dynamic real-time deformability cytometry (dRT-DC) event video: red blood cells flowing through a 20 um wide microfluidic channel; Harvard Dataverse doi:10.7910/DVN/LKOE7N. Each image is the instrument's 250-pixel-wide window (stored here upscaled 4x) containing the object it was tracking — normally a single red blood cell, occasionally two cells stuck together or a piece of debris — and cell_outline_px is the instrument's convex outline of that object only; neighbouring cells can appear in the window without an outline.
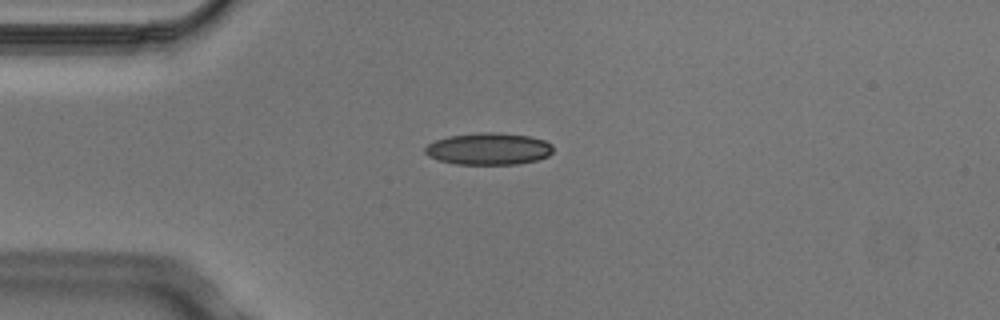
{"species": "Egyptian fruit bat (a non-hibernating species)", "species_latin": "Rousettus aegyptiacus", "temperature_condition": "cold", "stored_images_in_passage": 6, "camera_frame_rate_fps": 3000, "um_per_image_px": 0.085, "animal": {"sex": "male"}, "frame": {"image": 1, "passage_image": 1, "time_ms": 0.0, "image_size_px": [1000, 320], "cell_outline_px": [[552, 152], [548, 156], [536, 160], [516, 164], [456, 164], [440, 160], [428, 156], [424, 152], [424, 148], [428, 144], [436, 140], [448, 136], [476, 132], [496, 132], [528, 136], [544, 140], [552, 144]], "centroid_in_image_um": [41.52, 12.64], "position_along_channel_um": 43.5, "area_um2": 23.81}}
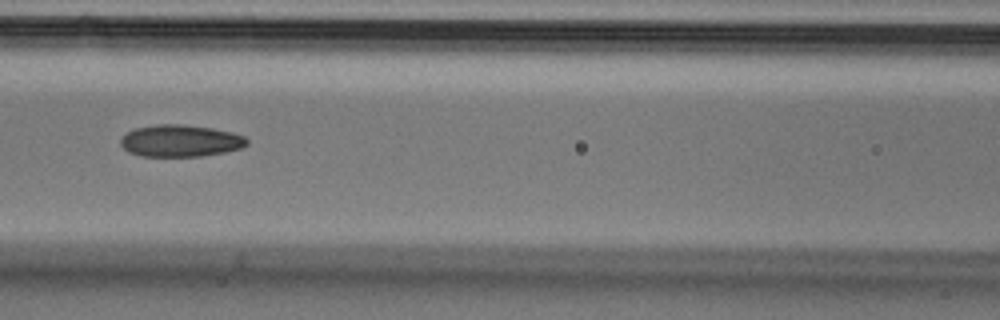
{"frame": {"image": 2, "passage_image": 4, "time_ms": 1.0, "image_size_px": [1000, 320], "cell_outline_px": [[248, 144], [240, 148], [224, 152], [200, 156], [140, 156], [128, 152], [120, 144], [120, 136], [136, 128], [160, 124], [184, 124], [212, 128], [232, 132], [244, 136], [248, 140]], "centroid_in_image_um": [15.32, 11.96], "position_along_channel_um": 151.3, "area_um2": 23.52}}
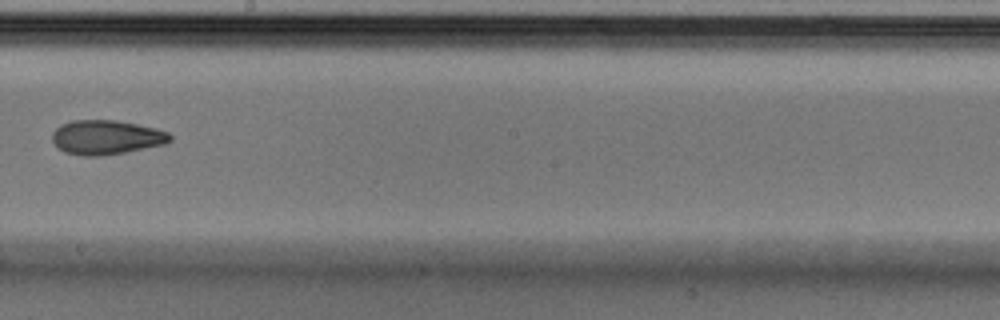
{"frame": {"image": 3, "passage_image": 6, "time_ms": 1.667, "image_size_px": [1000, 320], "cell_outline_px": [[172, 140], [164, 144], [124, 152], [100, 156], [84, 156], [64, 152], [52, 140], [52, 132], [60, 124], [72, 120], [116, 120], [156, 128], [168, 132], [172, 136]], "centroid_in_image_um": [9.03, 11.66], "position_along_channel_um": 239.2, "area_um2": 23.52}}